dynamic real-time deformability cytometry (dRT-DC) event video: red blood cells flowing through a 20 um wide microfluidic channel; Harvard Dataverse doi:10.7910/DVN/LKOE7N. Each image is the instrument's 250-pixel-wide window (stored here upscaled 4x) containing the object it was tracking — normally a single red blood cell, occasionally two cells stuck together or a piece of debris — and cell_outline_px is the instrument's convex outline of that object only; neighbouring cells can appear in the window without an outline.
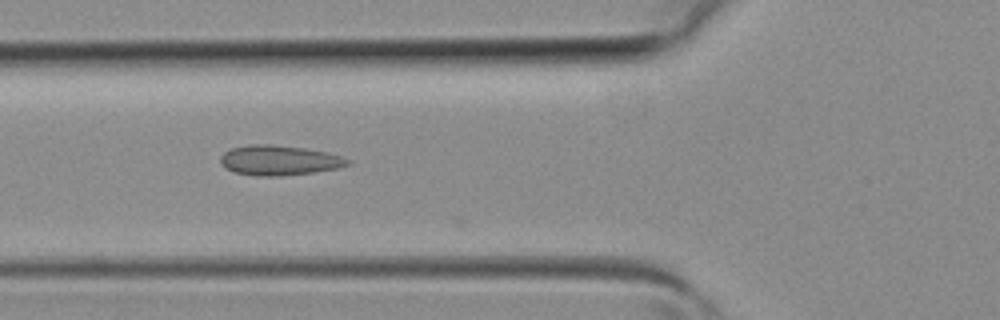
{"species": "common noctule bat (a hibernating species)", "species_latin": "Nyctalus noctula", "temperature_condition": "room temperature", "stored_images_in_passage": 6, "camera_frame_rate_fps": 3000, "um_per_image_px": 0.085, "animal": {"sex": "female", "body_mass_g": 19.3, "forearm_length_mm": 54.1}, "frame": {"image": 1, "passage_image": 5, "time_ms": 1.333, "image_size_px": [1000, 320], "cell_outline_px": [[352, 164], [340, 168], [312, 172], [276, 176], [256, 176], [232, 172], [224, 168], [220, 164], [220, 156], [224, 152], [232, 148], [248, 144], [272, 144], [304, 148], [328, 152], [352, 160]], "centroid_in_image_um": [23.72, 13.62], "position_along_channel_um": 102.1, "area_um2": 22.48}}
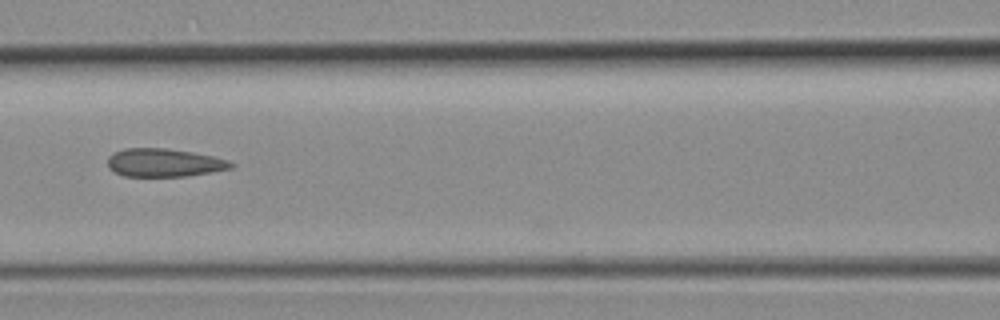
{"frame": {"image": 2, "passage_image": 6, "time_ms": 1.667, "image_size_px": [1000, 320], "cell_outline_px": [[236, 164], [232, 168], [212, 172], [188, 176], [124, 176], [108, 168], [108, 156], [124, 148], [164, 148], [192, 152], [212, 156], [228, 160]], "centroid_in_image_um": [13.97, 13.83], "position_along_channel_um": 152.6, "area_um2": 20.23}}